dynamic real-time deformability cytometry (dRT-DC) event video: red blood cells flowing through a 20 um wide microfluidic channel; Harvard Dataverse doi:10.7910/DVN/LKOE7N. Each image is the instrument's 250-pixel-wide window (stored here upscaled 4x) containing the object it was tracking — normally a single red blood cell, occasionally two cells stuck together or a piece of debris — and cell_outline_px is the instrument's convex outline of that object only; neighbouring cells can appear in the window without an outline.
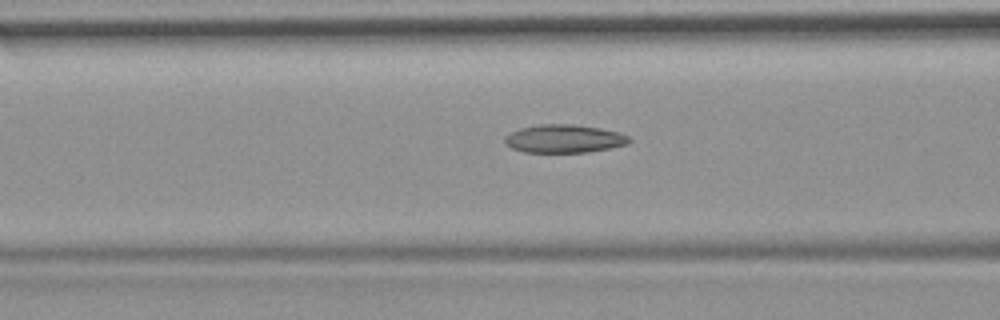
{"species": "common noctule bat (a hibernating species)", "species_latin": "Nyctalus noctula", "temperature_condition": "room temperature", "stored_images_in_passage": 21, "camera_frame_rate_fps": 3000, "um_per_image_px": 0.085, "animal": {"sex": "female", "body_mass_g": 19.9}, "frame": {"image": 1, "passage_image": 15, "time_ms": 4.667, "image_size_px": [1000, 320], "cell_outline_px": [[632, 140], [628, 144], [588, 152], [524, 152], [512, 148], [504, 144], [504, 136], [520, 128], [540, 124], [572, 124], [600, 128], [616, 132], [628, 136]], "centroid_in_image_um": [47.92, 11.79], "position_along_channel_um": 118.7, "area_um2": 20.35}}
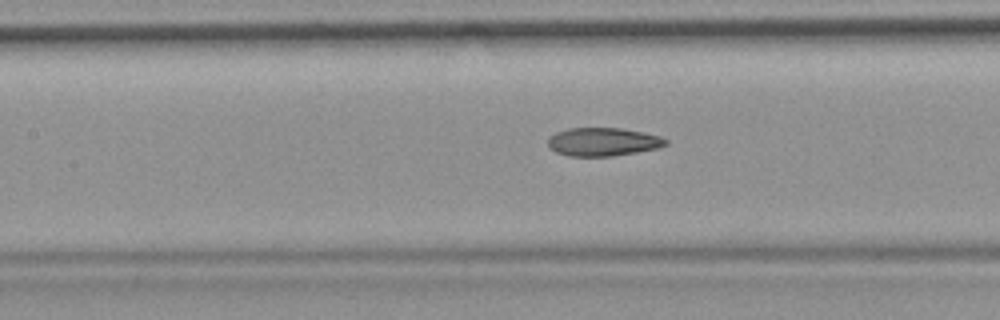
{"frame": {"image": 2, "passage_image": 18, "time_ms": 5.667, "image_size_px": [1000, 320], "cell_outline_px": [[668, 144], [656, 148], [636, 152], [612, 156], [568, 156], [556, 152], [548, 144], [548, 136], [556, 132], [568, 128], [620, 128], [660, 136], [668, 140]], "centroid_in_image_um": [51.23, 12.05], "position_along_channel_um": 156.2, "area_um2": 19.31}}